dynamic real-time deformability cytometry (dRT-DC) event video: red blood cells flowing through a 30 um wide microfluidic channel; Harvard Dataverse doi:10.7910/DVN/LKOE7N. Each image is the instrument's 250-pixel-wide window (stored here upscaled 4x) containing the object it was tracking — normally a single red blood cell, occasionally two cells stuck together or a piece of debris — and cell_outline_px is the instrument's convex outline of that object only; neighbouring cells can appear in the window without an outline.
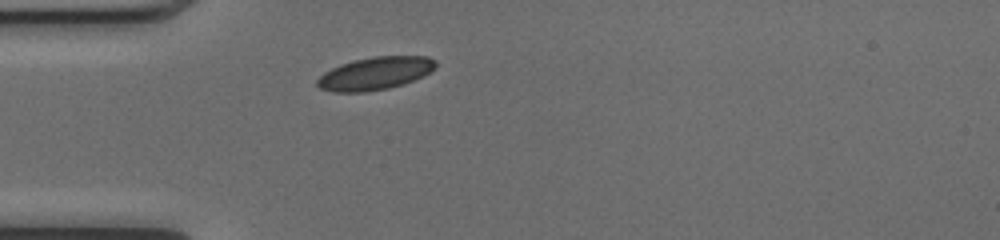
{"species": "common noctule bat (a hibernating species)", "species_latin": "Nyctalus noctula", "temperature_condition": "cold", "stored_images_in_passage": 37, "camera_frame_rate_fps": 3000, "um_per_image_px": 0.085, "animal": {"sex": "female", "body_mass_g": 17.0, "forearm_length_mm": 48.0}, "frame": {"image": 1, "passage_image": 1, "time_ms": 0.0, "image_size_px": [1000, 240], "cell_outline_px": [[436, 68], [424, 76], [404, 84], [388, 88], [364, 92], [332, 92], [320, 88], [316, 84], [316, 80], [324, 72], [340, 64], [352, 60], [372, 56], [428, 56], [436, 60]], "centroid_in_image_um": [31.9, 6.23], "position_along_channel_um": 53.1, "area_um2": 22.89}}
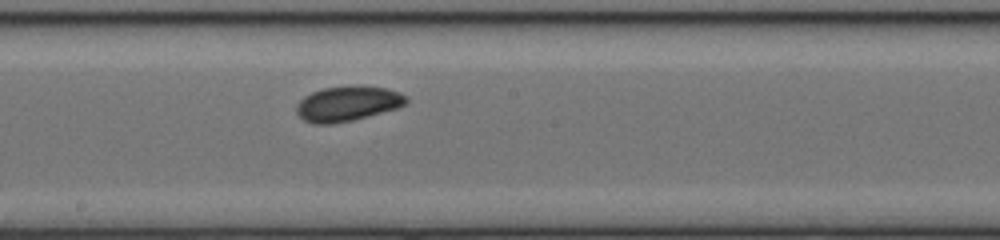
{"frame": {"image": 2, "passage_image": 14, "time_ms": 4.333, "image_size_px": [1000, 240], "cell_outline_px": [[408, 104], [400, 108], [352, 120], [332, 124], [312, 124], [304, 120], [296, 112], [296, 104], [304, 96], [312, 92], [324, 88], [388, 88], [400, 92], [408, 96]], "centroid_in_image_um": [29.57, 8.85], "position_along_channel_um": 218.6, "area_um2": 22.02}}
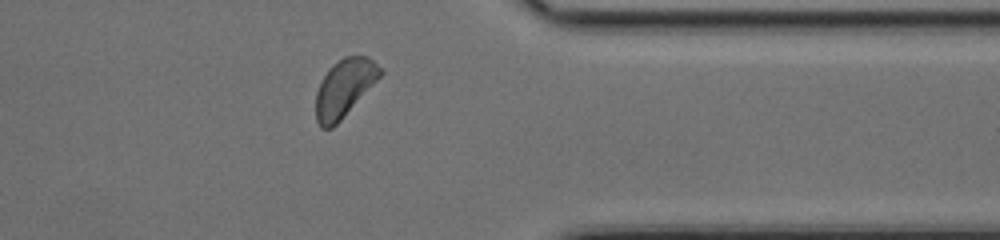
{"frame": {"image": 3, "passage_image": 27, "time_ms": 8.667, "image_size_px": [1000, 240], "cell_outline_px": [[384, 72], [340, 120], [332, 128], [320, 128], [316, 120], [316, 92], [328, 68], [332, 64], [344, 56], [368, 56]], "centroid_in_image_um": [29.24, 7.47], "position_along_channel_um": 382.2, "area_um2": 21.21}, "authors_computed_cell_mechanics": {"area_um2": 21.5016, "velocity_mm_per_s": 4.0196, "shape_relaxation_time_tau1_ms": 1.2182, "shape_relaxation_time_tau2_ms": 1.7653, "deformation_change_tau1": 0.066, "deformation_change_tau2": 0.0522}}